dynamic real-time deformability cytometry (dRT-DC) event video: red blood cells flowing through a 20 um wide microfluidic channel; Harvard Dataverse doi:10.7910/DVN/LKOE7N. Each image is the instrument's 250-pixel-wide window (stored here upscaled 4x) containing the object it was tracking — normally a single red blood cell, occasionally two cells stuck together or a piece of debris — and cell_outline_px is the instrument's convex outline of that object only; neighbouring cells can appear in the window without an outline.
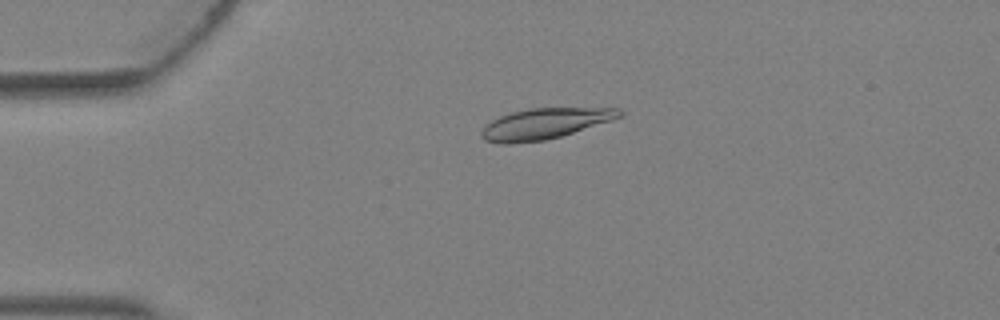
{"species": "Egyptian fruit bat (a non-hibernating species)", "species_latin": "Rousettus aegyptiacus", "temperature_condition": "warm", "stored_images_in_passage": 4, "camera_frame_rate_fps": 3000, "um_per_image_px": 0.085, "animal": {"sex": "female"}, "frame": {"image": 1, "passage_image": 3, "time_ms": 0.667, "image_size_px": [1000, 320], "cell_outline_px": [[624, 116], [612, 120], [560, 136], [544, 140], [508, 144], [500, 144], [484, 140], [480, 136], [480, 132], [492, 120], [500, 116], [512, 112], [528, 108], [620, 108], [624, 112]], "centroid_in_image_um": [46.3, 10.51], "position_along_channel_um": 38.7, "area_um2": 24.62}}